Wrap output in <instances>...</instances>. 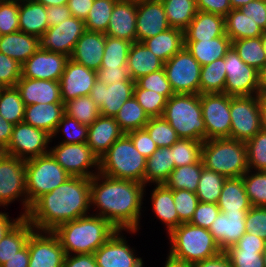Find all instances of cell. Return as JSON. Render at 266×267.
<instances>
[{
  "label": "cell",
  "mask_w": 266,
  "mask_h": 267,
  "mask_svg": "<svg viewBox=\"0 0 266 267\" xmlns=\"http://www.w3.org/2000/svg\"><path fill=\"white\" fill-rule=\"evenodd\" d=\"M121 233V230H117L94 252L98 267H143L142 258L136 257Z\"/></svg>",
  "instance_id": "d6986e66"
},
{
  "label": "cell",
  "mask_w": 266,
  "mask_h": 267,
  "mask_svg": "<svg viewBox=\"0 0 266 267\" xmlns=\"http://www.w3.org/2000/svg\"><path fill=\"white\" fill-rule=\"evenodd\" d=\"M45 7L58 6L67 4L68 0H37Z\"/></svg>",
  "instance_id": "603ad722"
},
{
  "label": "cell",
  "mask_w": 266,
  "mask_h": 267,
  "mask_svg": "<svg viewBox=\"0 0 266 267\" xmlns=\"http://www.w3.org/2000/svg\"><path fill=\"white\" fill-rule=\"evenodd\" d=\"M232 41L227 35L201 41H185V47L201 66L223 58L231 48Z\"/></svg>",
  "instance_id": "836d02e7"
},
{
  "label": "cell",
  "mask_w": 266,
  "mask_h": 267,
  "mask_svg": "<svg viewBox=\"0 0 266 267\" xmlns=\"http://www.w3.org/2000/svg\"><path fill=\"white\" fill-rule=\"evenodd\" d=\"M97 80L105 83L107 86L117 81H134L129 77L127 67L100 68L97 71Z\"/></svg>",
  "instance_id": "a7ac6f4b"
},
{
  "label": "cell",
  "mask_w": 266,
  "mask_h": 267,
  "mask_svg": "<svg viewBox=\"0 0 266 267\" xmlns=\"http://www.w3.org/2000/svg\"><path fill=\"white\" fill-rule=\"evenodd\" d=\"M126 135L132 140L137 151L146 159H148L158 148L145 128L128 132Z\"/></svg>",
  "instance_id": "03108f58"
},
{
  "label": "cell",
  "mask_w": 266,
  "mask_h": 267,
  "mask_svg": "<svg viewBox=\"0 0 266 267\" xmlns=\"http://www.w3.org/2000/svg\"><path fill=\"white\" fill-rule=\"evenodd\" d=\"M201 160L205 168L226 178L242 177L249 170L246 143L232 138L205 140Z\"/></svg>",
  "instance_id": "277c9868"
},
{
  "label": "cell",
  "mask_w": 266,
  "mask_h": 267,
  "mask_svg": "<svg viewBox=\"0 0 266 267\" xmlns=\"http://www.w3.org/2000/svg\"><path fill=\"white\" fill-rule=\"evenodd\" d=\"M175 208L178 213V226L189 223L199 203L195 192L188 190H173Z\"/></svg>",
  "instance_id": "6f0895ef"
},
{
  "label": "cell",
  "mask_w": 266,
  "mask_h": 267,
  "mask_svg": "<svg viewBox=\"0 0 266 267\" xmlns=\"http://www.w3.org/2000/svg\"><path fill=\"white\" fill-rule=\"evenodd\" d=\"M142 43L165 63L185 47L184 31L171 27Z\"/></svg>",
  "instance_id": "e575fe53"
},
{
  "label": "cell",
  "mask_w": 266,
  "mask_h": 267,
  "mask_svg": "<svg viewBox=\"0 0 266 267\" xmlns=\"http://www.w3.org/2000/svg\"><path fill=\"white\" fill-rule=\"evenodd\" d=\"M226 82L224 57L204 65L200 74V94L224 93Z\"/></svg>",
  "instance_id": "7bdbcfd3"
},
{
  "label": "cell",
  "mask_w": 266,
  "mask_h": 267,
  "mask_svg": "<svg viewBox=\"0 0 266 267\" xmlns=\"http://www.w3.org/2000/svg\"><path fill=\"white\" fill-rule=\"evenodd\" d=\"M12 157L10 148L5 143H0V162L6 161Z\"/></svg>",
  "instance_id": "b62a3aed"
},
{
  "label": "cell",
  "mask_w": 266,
  "mask_h": 267,
  "mask_svg": "<svg viewBox=\"0 0 266 267\" xmlns=\"http://www.w3.org/2000/svg\"><path fill=\"white\" fill-rule=\"evenodd\" d=\"M192 267H232V266L227 254L222 251L215 257L193 263Z\"/></svg>",
  "instance_id": "11e5206c"
},
{
  "label": "cell",
  "mask_w": 266,
  "mask_h": 267,
  "mask_svg": "<svg viewBox=\"0 0 266 267\" xmlns=\"http://www.w3.org/2000/svg\"><path fill=\"white\" fill-rule=\"evenodd\" d=\"M203 162L175 167L164 185L171 190L196 192L203 170Z\"/></svg>",
  "instance_id": "60d3db41"
},
{
  "label": "cell",
  "mask_w": 266,
  "mask_h": 267,
  "mask_svg": "<svg viewBox=\"0 0 266 267\" xmlns=\"http://www.w3.org/2000/svg\"><path fill=\"white\" fill-rule=\"evenodd\" d=\"M225 32L231 41L260 37L263 30L244 15L240 9H232L225 17Z\"/></svg>",
  "instance_id": "f35d334b"
},
{
  "label": "cell",
  "mask_w": 266,
  "mask_h": 267,
  "mask_svg": "<svg viewBox=\"0 0 266 267\" xmlns=\"http://www.w3.org/2000/svg\"><path fill=\"white\" fill-rule=\"evenodd\" d=\"M131 42L105 35L104 56L100 68L127 67Z\"/></svg>",
  "instance_id": "c3c4849f"
},
{
  "label": "cell",
  "mask_w": 266,
  "mask_h": 267,
  "mask_svg": "<svg viewBox=\"0 0 266 267\" xmlns=\"http://www.w3.org/2000/svg\"><path fill=\"white\" fill-rule=\"evenodd\" d=\"M28 267H63L65 252L52 231L34 230L28 238Z\"/></svg>",
  "instance_id": "2e32d148"
},
{
  "label": "cell",
  "mask_w": 266,
  "mask_h": 267,
  "mask_svg": "<svg viewBox=\"0 0 266 267\" xmlns=\"http://www.w3.org/2000/svg\"><path fill=\"white\" fill-rule=\"evenodd\" d=\"M20 197L23 209H25L22 217H26L28 200L25 160L12 156L8 160L0 162V206H8Z\"/></svg>",
  "instance_id": "5bb4252c"
},
{
  "label": "cell",
  "mask_w": 266,
  "mask_h": 267,
  "mask_svg": "<svg viewBox=\"0 0 266 267\" xmlns=\"http://www.w3.org/2000/svg\"><path fill=\"white\" fill-rule=\"evenodd\" d=\"M135 83L146 90L155 91L163 95L166 99L170 98L174 93L171 84L169 83L166 72L163 69L152 72L148 75L140 77Z\"/></svg>",
  "instance_id": "91938a15"
},
{
  "label": "cell",
  "mask_w": 266,
  "mask_h": 267,
  "mask_svg": "<svg viewBox=\"0 0 266 267\" xmlns=\"http://www.w3.org/2000/svg\"><path fill=\"white\" fill-rule=\"evenodd\" d=\"M163 67L164 62L143 43H131L127 58V70L132 80L136 81L142 76L163 69Z\"/></svg>",
  "instance_id": "f546056e"
},
{
  "label": "cell",
  "mask_w": 266,
  "mask_h": 267,
  "mask_svg": "<svg viewBox=\"0 0 266 267\" xmlns=\"http://www.w3.org/2000/svg\"><path fill=\"white\" fill-rule=\"evenodd\" d=\"M25 104L16 87H5L0 92V114L13 125L23 122Z\"/></svg>",
  "instance_id": "7dc6e473"
},
{
  "label": "cell",
  "mask_w": 266,
  "mask_h": 267,
  "mask_svg": "<svg viewBox=\"0 0 266 267\" xmlns=\"http://www.w3.org/2000/svg\"><path fill=\"white\" fill-rule=\"evenodd\" d=\"M158 148L171 147L180 138L175 129L163 118H150L144 127Z\"/></svg>",
  "instance_id": "f5cc1de1"
},
{
  "label": "cell",
  "mask_w": 266,
  "mask_h": 267,
  "mask_svg": "<svg viewBox=\"0 0 266 267\" xmlns=\"http://www.w3.org/2000/svg\"><path fill=\"white\" fill-rule=\"evenodd\" d=\"M226 82L224 93L230 96H252L259 94V71L244 63L235 49L224 56Z\"/></svg>",
  "instance_id": "7c38bea8"
},
{
  "label": "cell",
  "mask_w": 266,
  "mask_h": 267,
  "mask_svg": "<svg viewBox=\"0 0 266 267\" xmlns=\"http://www.w3.org/2000/svg\"><path fill=\"white\" fill-rule=\"evenodd\" d=\"M161 1L170 27L184 31L196 15V0Z\"/></svg>",
  "instance_id": "ab89813d"
},
{
  "label": "cell",
  "mask_w": 266,
  "mask_h": 267,
  "mask_svg": "<svg viewBox=\"0 0 266 267\" xmlns=\"http://www.w3.org/2000/svg\"><path fill=\"white\" fill-rule=\"evenodd\" d=\"M246 232L266 241V207L252 206L245 218Z\"/></svg>",
  "instance_id": "be15d7a7"
},
{
  "label": "cell",
  "mask_w": 266,
  "mask_h": 267,
  "mask_svg": "<svg viewBox=\"0 0 266 267\" xmlns=\"http://www.w3.org/2000/svg\"><path fill=\"white\" fill-rule=\"evenodd\" d=\"M220 212L218 205L215 203L199 202L189 223L209 229Z\"/></svg>",
  "instance_id": "e7e4bbea"
},
{
  "label": "cell",
  "mask_w": 266,
  "mask_h": 267,
  "mask_svg": "<svg viewBox=\"0 0 266 267\" xmlns=\"http://www.w3.org/2000/svg\"><path fill=\"white\" fill-rule=\"evenodd\" d=\"M167 256L168 258L166 260L164 267H192V264L190 263L178 261V260L171 258L169 255Z\"/></svg>",
  "instance_id": "67dfc351"
},
{
  "label": "cell",
  "mask_w": 266,
  "mask_h": 267,
  "mask_svg": "<svg viewBox=\"0 0 266 267\" xmlns=\"http://www.w3.org/2000/svg\"><path fill=\"white\" fill-rule=\"evenodd\" d=\"M240 10L263 30H266V0H253Z\"/></svg>",
  "instance_id": "003e7915"
},
{
  "label": "cell",
  "mask_w": 266,
  "mask_h": 267,
  "mask_svg": "<svg viewBox=\"0 0 266 267\" xmlns=\"http://www.w3.org/2000/svg\"><path fill=\"white\" fill-rule=\"evenodd\" d=\"M60 130L66 135V138H64L60 143L80 144L87 142L88 126L79 123L76 119L71 118L66 114H64L62 119L59 121V124L57 125L51 138L55 137Z\"/></svg>",
  "instance_id": "9f6ffc18"
},
{
  "label": "cell",
  "mask_w": 266,
  "mask_h": 267,
  "mask_svg": "<svg viewBox=\"0 0 266 267\" xmlns=\"http://www.w3.org/2000/svg\"><path fill=\"white\" fill-rule=\"evenodd\" d=\"M245 143L249 169L266 171V131L260 130Z\"/></svg>",
  "instance_id": "11a10c76"
},
{
  "label": "cell",
  "mask_w": 266,
  "mask_h": 267,
  "mask_svg": "<svg viewBox=\"0 0 266 267\" xmlns=\"http://www.w3.org/2000/svg\"><path fill=\"white\" fill-rule=\"evenodd\" d=\"M46 18L48 23V28L52 26H57L65 19L71 17L70 9L65 5L46 7Z\"/></svg>",
  "instance_id": "2644e50d"
},
{
  "label": "cell",
  "mask_w": 266,
  "mask_h": 267,
  "mask_svg": "<svg viewBox=\"0 0 266 267\" xmlns=\"http://www.w3.org/2000/svg\"><path fill=\"white\" fill-rule=\"evenodd\" d=\"M259 94L266 95V65L259 71Z\"/></svg>",
  "instance_id": "deb4b68c"
},
{
  "label": "cell",
  "mask_w": 266,
  "mask_h": 267,
  "mask_svg": "<svg viewBox=\"0 0 266 267\" xmlns=\"http://www.w3.org/2000/svg\"><path fill=\"white\" fill-rule=\"evenodd\" d=\"M35 228L23 217L0 241V267L21 250Z\"/></svg>",
  "instance_id": "74e56055"
},
{
  "label": "cell",
  "mask_w": 266,
  "mask_h": 267,
  "mask_svg": "<svg viewBox=\"0 0 266 267\" xmlns=\"http://www.w3.org/2000/svg\"><path fill=\"white\" fill-rule=\"evenodd\" d=\"M63 267H98L94 254L65 255Z\"/></svg>",
  "instance_id": "8c879c8a"
},
{
  "label": "cell",
  "mask_w": 266,
  "mask_h": 267,
  "mask_svg": "<svg viewBox=\"0 0 266 267\" xmlns=\"http://www.w3.org/2000/svg\"><path fill=\"white\" fill-rule=\"evenodd\" d=\"M197 11L213 13L225 17L231 10L229 0H196Z\"/></svg>",
  "instance_id": "89a4df30"
},
{
  "label": "cell",
  "mask_w": 266,
  "mask_h": 267,
  "mask_svg": "<svg viewBox=\"0 0 266 267\" xmlns=\"http://www.w3.org/2000/svg\"><path fill=\"white\" fill-rule=\"evenodd\" d=\"M226 35L225 18L213 13L197 11L184 30L185 41L210 40Z\"/></svg>",
  "instance_id": "83f0119b"
},
{
  "label": "cell",
  "mask_w": 266,
  "mask_h": 267,
  "mask_svg": "<svg viewBox=\"0 0 266 267\" xmlns=\"http://www.w3.org/2000/svg\"><path fill=\"white\" fill-rule=\"evenodd\" d=\"M15 87L25 106L40 103H63L58 81L21 78Z\"/></svg>",
  "instance_id": "cb8c5ba5"
},
{
  "label": "cell",
  "mask_w": 266,
  "mask_h": 267,
  "mask_svg": "<svg viewBox=\"0 0 266 267\" xmlns=\"http://www.w3.org/2000/svg\"><path fill=\"white\" fill-rule=\"evenodd\" d=\"M49 153L71 176L91 179L99 173V157L86 142L80 144L59 143L49 149ZM92 167L96 168L97 173L89 171V168Z\"/></svg>",
  "instance_id": "30bf717a"
},
{
  "label": "cell",
  "mask_w": 266,
  "mask_h": 267,
  "mask_svg": "<svg viewBox=\"0 0 266 267\" xmlns=\"http://www.w3.org/2000/svg\"><path fill=\"white\" fill-rule=\"evenodd\" d=\"M261 130L266 131V95L258 94Z\"/></svg>",
  "instance_id": "979ff035"
},
{
  "label": "cell",
  "mask_w": 266,
  "mask_h": 267,
  "mask_svg": "<svg viewBox=\"0 0 266 267\" xmlns=\"http://www.w3.org/2000/svg\"><path fill=\"white\" fill-rule=\"evenodd\" d=\"M104 49L105 33L86 30L76 42L69 58L97 72L104 56Z\"/></svg>",
  "instance_id": "d4e9b609"
},
{
  "label": "cell",
  "mask_w": 266,
  "mask_h": 267,
  "mask_svg": "<svg viewBox=\"0 0 266 267\" xmlns=\"http://www.w3.org/2000/svg\"><path fill=\"white\" fill-rule=\"evenodd\" d=\"M168 235L171 240L168 255L178 261L193 264L222 252L209 229L191 223L180 224Z\"/></svg>",
  "instance_id": "5b68a950"
},
{
  "label": "cell",
  "mask_w": 266,
  "mask_h": 267,
  "mask_svg": "<svg viewBox=\"0 0 266 267\" xmlns=\"http://www.w3.org/2000/svg\"><path fill=\"white\" fill-rule=\"evenodd\" d=\"M51 135L25 122L13 126L12 137L8 144L12 156L29 160L49 153L47 149Z\"/></svg>",
  "instance_id": "9a60e30c"
},
{
  "label": "cell",
  "mask_w": 266,
  "mask_h": 267,
  "mask_svg": "<svg viewBox=\"0 0 266 267\" xmlns=\"http://www.w3.org/2000/svg\"><path fill=\"white\" fill-rule=\"evenodd\" d=\"M117 229L105 218L89 214L57 226V236L65 255L94 254Z\"/></svg>",
  "instance_id": "3957f363"
},
{
  "label": "cell",
  "mask_w": 266,
  "mask_h": 267,
  "mask_svg": "<svg viewBox=\"0 0 266 267\" xmlns=\"http://www.w3.org/2000/svg\"><path fill=\"white\" fill-rule=\"evenodd\" d=\"M116 1L94 0L88 17L84 21L86 30L105 33Z\"/></svg>",
  "instance_id": "681fc988"
},
{
  "label": "cell",
  "mask_w": 266,
  "mask_h": 267,
  "mask_svg": "<svg viewBox=\"0 0 266 267\" xmlns=\"http://www.w3.org/2000/svg\"><path fill=\"white\" fill-rule=\"evenodd\" d=\"M202 117L206 126V140L230 138V95L200 94Z\"/></svg>",
  "instance_id": "4fadbf2b"
},
{
  "label": "cell",
  "mask_w": 266,
  "mask_h": 267,
  "mask_svg": "<svg viewBox=\"0 0 266 267\" xmlns=\"http://www.w3.org/2000/svg\"><path fill=\"white\" fill-rule=\"evenodd\" d=\"M232 47L240 59L260 71L266 65V54L261 42V36L232 41Z\"/></svg>",
  "instance_id": "ee69618b"
},
{
  "label": "cell",
  "mask_w": 266,
  "mask_h": 267,
  "mask_svg": "<svg viewBox=\"0 0 266 267\" xmlns=\"http://www.w3.org/2000/svg\"><path fill=\"white\" fill-rule=\"evenodd\" d=\"M146 158L137 151L132 140L124 134L99 158V173L144 184Z\"/></svg>",
  "instance_id": "52a82bcc"
},
{
  "label": "cell",
  "mask_w": 266,
  "mask_h": 267,
  "mask_svg": "<svg viewBox=\"0 0 266 267\" xmlns=\"http://www.w3.org/2000/svg\"><path fill=\"white\" fill-rule=\"evenodd\" d=\"M13 124L0 114V143L9 144L12 137Z\"/></svg>",
  "instance_id": "09005b40"
},
{
  "label": "cell",
  "mask_w": 266,
  "mask_h": 267,
  "mask_svg": "<svg viewBox=\"0 0 266 267\" xmlns=\"http://www.w3.org/2000/svg\"><path fill=\"white\" fill-rule=\"evenodd\" d=\"M163 68L175 94H200L202 66L186 47L165 62Z\"/></svg>",
  "instance_id": "9c48e42d"
},
{
  "label": "cell",
  "mask_w": 266,
  "mask_h": 267,
  "mask_svg": "<svg viewBox=\"0 0 266 267\" xmlns=\"http://www.w3.org/2000/svg\"><path fill=\"white\" fill-rule=\"evenodd\" d=\"M90 207V179L71 176L39 197L25 218L37 231H53L62 223L87 216Z\"/></svg>",
  "instance_id": "7a4b0ae2"
},
{
  "label": "cell",
  "mask_w": 266,
  "mask_h": 267,
  "mask_svg": "<svg viewBox=\"0 0 266 267\" xmlns=\"http://www.w3.org/2000/svg\"><path fill=\"white\" fill-rule=\"evenodd\" d=\"M162 117L175 129L179 138L206 140L200 94H173L167 99Z\"/></svg>",
  "instance_id": "8992f818"
},
{
  "label": "cell",
  "mask_w": 266,
  "mask_h": 267,
  "mask_svg": "<svg viewBox=\"0 0 266 267\" xmlns=\"http://www.w3.org/2000/svg\"><path fill=\"white\" fill-rule=\"evenodd\" d=\"M124 134L114 117L100 115L88 126L86 143L100 158Z\"/></svg>",
  "instance_id": "4316f807"
},
{
  "label": "cell",
  "mask_w": 266,
  "mask_h": 267,
  "mask_svg": "<svg viewBox=\"0 0 266 267\" xmlns=\"http://www.w3.org/2000/svg\"><path fill=\"white\" fill-rule=\"evenodd\" d=\"M41 47L40 38L21 31L0 36V52L25 63Z\"/></svg>",
  "instance_id": "4dcf8cb0"
},
{
  "label": "cell",
  "mask_w": 266,
  "mask_h": 267,
  "mask_svg": "<svg viewBox=\"0 0 266 267\" xmlns=\"http://www.w3.org/2000/svg\"><path fill=\"white\" fill-rule=\"evenodd\" d=\"M19 4L0 2V36L19 31Z\"/></svg>",
  "instance_id": "94428289"
},
{
  "label": "cell",
  "mask_w": 266,
  "mask_h": 267,
  "mask_svg": "<svg viewBox=\"0 0 266 267\" xmlns=\"http://www.w3.org/2000/svg\"><path fill=\"white\" fill-rule=\"evenodd\" d=\"M248 211L234 213L220 212L209 228L214 240L224 252L235 245L246 233L245 218Z\"/></svg>",
  "instance_id": "603a6c76"
},
{
  "label": "cell",
  "mask_w": 266,
  "mask_h": 267,
  "mask_svg": "<svg viewBox=\"0 0 266 267\" xmlns=\"http://www.w3.org/2000/svg\"><path fill=\"white\" fill-rule=\"evenodd\" d=\"M64 114V103L31 104L25 106L23 122L52 136Z\"/></svg>",
  "instance_id": "f1b7e54d"
},
{
  "label": "cell",
  "mask_w": 266,
  "mask_h": 267,
  "mask_svg": "<svg viewBox=\"0 0 266 267\" xmlns=\"http://www.w3.org/2000/svg\"><path fill=\"white\" fill-rule=\"evenodd\" d=\"M93 2L94 0H68L67 7L70 9L72 16L85 21Z\"/></svg>",
  "instance_id": "753ad0ef"
},
{
  "label": "cell",
  "mask_w": 266,
  "mask_h": 267,
  "mask_svg": "<svg viewBox=\"0 0 266 267\" xmlns=\"http://www.w3.org/2000/svg\"><path fill=\"white\" fill-rule=\"evenodd\" d=\"M137 3L117 0L105 35L136 42Z\"/></svg>",
  "instance_id": "484cf974"
},
{
  "label": "cell",
  "mask_w": 266,
  "mask_h": 267,
  "mask_svg": "<svg viewBox=\"0 0 266 267\" xmlns=\"http://www.w3.org/2000/svg\"><path fill=\"white\" fill-rule=\"evenodd\" d=\"M22 77V65L0 52V82L4 87H15Z\"/></svg>",
  "instance_id": "6125c7cd"
},
{
  "label": "cell",
  "mask_w": 266,
  "mask_h": 267,
  "mask_svg": "<svg viewBox=\"0 0 266 267\" xmlns=\"http://www.w3.org/2000/svg\"><path fill=\"white\" fill-rule=\"evenodd\" d=\"M264 250H241L236 245L224 252L229 257L232 267H265L262 253Z\"/></svg>",
  "instance_id": "680465c9"
},
{
  "label": "cell",
  "mask_w": 266,
  "mask_h": 267,
  "mask_svg": "<svg viewBox=\"0 0 266 267\" xmlns=\"http://www.w3.org/2000/svg\"><path fill=\"white\" fill-rule=\"evenodd\" d=\"M232 9H240L245 6L248 2L253 0H229Z\"/></svg>",
  "instance_id": "5803f987"
},
{
  "label": "cell",
  "mask_w": 266,
  "mask_h": 267,
  "mask_svg": "<svg viewBox=\"0 0 266 267\" xmlns=\"http://www.w3.org/2000/svg\"><path fill=\"white\" fill-rule=\"evenodd\" d=\"M133 96L149 118L162 117L167 102L163 95L155 91L141 89L136 84Z\"/></svg>",
  "instance_id": "db71d44e"
},
{
  "label": "cell",
  "mask_w": 266,
  "mask_h": 267,
  "mask_svg": "<svg viewBox=\"0 0 266 267\" xmlns=\"http://www.w3.org/2000/svg\"><path fill=\"white\" fill-rule=\"evenodd\" d=\"M222 213L249 211L252 207L242 177L227 178L217 202Z\"/></svg>",
  "instance_id": "1f68e13d"
},
{
  "label": "cell",
  "mask_w": 266,
  "mask_h": 267,
  "mask_svg": "<svg viewBox=\"0 0 266 267\" xmlns=\"http://www.w3.org/2000/svg\"><path fill=\"white\" fill-rule=\"evenodd\" d=\"M235 245L241 250H264L266 241L246 232Z\"/></svg>",
  "instance_id": "34e18365"
},
{
  "label": "cell",
  "mask_w": 266,
  "mask_h": 267,
  "mask_svg": "<svg viewBox=\"0 0 266 267\" xmlns=\"http://www.w3.org/2000/svg\"><path fill=\"white\" fill-rule=\"evenodd\" d=\"M46 7L37 0L19 5V31L41 38L48 28Z\"/></svg>",
  "instance_id": "d590c367"
},
{
  "label": "cell",
  "mask_w": 266,
  "mask_h": 267,
  "mask_svg": "<svg viewBox=\"0 0 266 267\" xmlns=\"http://www.w3.org/2000/svg\"><path fill=\"white\" fill-rule=\"evenodd\" d=\"M144 187L137 181L96 174L90 179V200L99 213L93 215L107 219L117 230L137 232Z\"/></svg>",
  "instance_id": "6da1fadb"
},
{
  "label": "cell",
  "mask_w": 266,
  "mask_h": 267,
  "mask_svg": "<svg viewBox=\"0 0 266 267\" xmlns=\"http://www.w3.org/2000/svg\"><path fill=\"white\" fill-rule=\"evenodd\" d=\"M151 202L155 215L166 225L168 234L178 227V213L175 208L173 190L164 184L156 185L151 193Z\"/></svg>",
  "instance_id": "8d00e7d4"
},
{
  "label": "cell",
  "mask_w": 266,
  "mask_h": 267,
  "mask_svg": "<svg viewBox=\"0 0 266 267\" xmlns=\"http://www.w3.org/2000/svg\"><path fill=\"white\" fill-rule=\"evenodd\" d=\"M65 114L83 125H91L99 116L98 105L88 96H80L64 103Z\"/></svg>",
  "instance_id": "f6af8a7d"
},
{
  "label": "cell",
  "mask_w": 266,
  "mask_h": 267,
  "mask_svg": "<svg viewBox=\"0 0 266 267\" xmlns=\"http://www.w3.org/2000/svg\"><path fill=\"white\" fill-rule=\"evenodd\" d=\"M202 141L180 138L173 144L175 167L198 163L201 160Z\"/></svg>",
  "instance_id": "816d5d0a"
},
{
  "label": "cell",
  "mask_w": 266,
  "mask_h": 267,
  "mask_svg": "<svg viewBox=\"0 0 266 267\" xmlns=\"http://www.w3.org/2000/svg\"><path fill=\"white\" fill-rule=\"evenodd\" d=\"M69 57L41 47L22 64V77L58 81L62 77Z\"/></svg>",
  "instance_id": "ffe728a7"
},
{
  "label": "cell",
  "mask_w": 266,
  "mask_h": 267,
  "mask_svg": "<svg viewBox=\"0 0 266 267\" xmlns=\"http://www.w3.org/2000/svg\"><path fill=\"white\" fill-rule=\"evenodd\" d=\"M135 85V81H117L107 86L96 80L89 96L98 105L101 116L115 117L125 101L133 97Z\"/></svg>",
  "instance_id": "ac0fdd59"
},
{
  "label": "cell",
  "mask_w": 266,
  "mask_h": 267,
  "mask_svg": "<svg viewBox=\"0 0 266 267\" xmlns=\"http://www.w3.org/2000/svg\"><path fill=\"white\" fill-rule=\"evenodd\" d=\"M226 179L225 176L203 167L195 192L199 202L217 204Z\"/></svg>",
  "instance_id": "bcb514c9"
},
{
  "label": "cell",
  "mask_w": 266,
  "mask_h": 267,
  "mask_svg": "<svg viewBox=\"0 0 266 267\" xmlns=\"http://www.w3.org/2000/svg\"><path fill=\"white\" fill-rule=\"evenodd\" d=\"M85 31L84 21L71 16L59 25L47 28L40 38L41 48L70 57L76 42Z\"/></svg>",
  "instance_id": "e0dca14e"
},
{
  "label": "cell",
  "mask_w": 266,
  "mask_h": 267,
  "mask_svg": "<svg viewBox=\"0 0 266 267\" xmlns=\"http://www.w3.org/2000/svg\"><path fill=\"white\" fill-rule=\"evenodd\" d=\"M96 80V71L69 58L59 80L62 102L90 95Z\"/></svg>",
  "instance_id": "44dd1931"
},
{
  "label": "cell",
  "mask_w": 266,
  "mask_h": 267,
  "mask_svg": "<svg viewBox=\"0 0 266 267\" xmlns=\"http://www.w3.org/2000/svg\"><path fill=\"white\" fill-rule=\"evenodd\" d=\"M22 218L20 215L11 221L7 213L0 212V241Z\"/></svg>",
  "instance_id": "b9fcfbb0"
},
{
  "label": "cell",
  "mask_w": 266,
  "mask_h": 267,
  "mask_svg": "<svg viewBox=\"0 0 266 267\" xmlns=\"http://www.w3.org/2000/svg\"><path fill=\"white\" fill-rule=\"evenodd\" d=\"M114 118L125 134L144 128L150 119L134 96L125 101Z\"/></svg>",
  "instance_id": "b9f144b4"
},
{
  "label": "cell",
  "mask_w": 266,
  "mask_h": 267,
  "mask_svg": "<svg viewBox=\"0 0 266 267\" xmlns=\"http://www.w3.org/2000/svg\"><path fill=\"white\" fill-rule=\"evenodd\" d=\"M230 138L248 141L261 130L258 95L230 96Z\"/></svg>",
  "instance_id": "8fae6325"
},
{
  "label": "cell",
  "mask_w": 266,
  "mask_h": 267,
  "mask_svg": "<svg viewBox=\"0 0 266 267\" xmlns=\"http://www.w3.org/2000/svg\"><path fill=\"white\" fill-rule=\"evenodd\" d=\"M251 172L242 176L246 194L252 206L266 207V171Z\"/></svg>",
  "instance_id": "f907efd6"
},
{
  "label": "cell",
  "mask_w": 266,
  "mask_h": 267,
  "mask_svg": "<svg viewBox=\"0 0 266 267\" xmlns=\"http://www.w3.org/2000/svg\"><path fill=\"white\" fill-rule=\"evenodd\" d=\"M170 27L161 0L137 3L136 42L154 37Z\"/></svg>",
  "instance_id": "7402d4cb"
},
{
  "label": "cell",
  "mask_w": 266,
  "mask_h": 267,
  "mask_svg": "<svg viewBox=\"0 0 266 267\" xmlns=\"http://www.w3.org/2000/svg\"><path fill=\"white\" fill-rule=\"evenodd\" d=\"M30 262L28 241L27 244L19 250L15 256L6 261L1 267H28Z\"/></svg>",
  "instance_id": "2a66077c"
},
{
  "label": "cell",
  "mask_w": 266,
  "mask_h": 267,
  "mask_svg": "<svg viewBox=\"0 0 266 267\" xmlns=\"http://www.w3.org/2000/svg\"><path fill=\"white\" fill-rule=\"evenodd\" d=\"M175 168L173 160V145L171 147H161L146 159V169L144 173V185L155 183L164 184L171 172Z\"/></svg>",
  "instance_id": "d6a6232c"
},
{
  "label": "cell",
  "mask_w": 266,
  "mask_h": 267,
  "mask_svg": "<svg viewBox=\"0 0 266 267\" xmlns=\"http://www.w3.org/2000/svg\"><path fill=\"white\" fill-rule=\"evenodd\" d=\"M25 167L28 212L39 197L53 191L71 177L50 153L26 160Z\"/></svg>",
  "instance_id": "ba28073f"
}]
</instances>
